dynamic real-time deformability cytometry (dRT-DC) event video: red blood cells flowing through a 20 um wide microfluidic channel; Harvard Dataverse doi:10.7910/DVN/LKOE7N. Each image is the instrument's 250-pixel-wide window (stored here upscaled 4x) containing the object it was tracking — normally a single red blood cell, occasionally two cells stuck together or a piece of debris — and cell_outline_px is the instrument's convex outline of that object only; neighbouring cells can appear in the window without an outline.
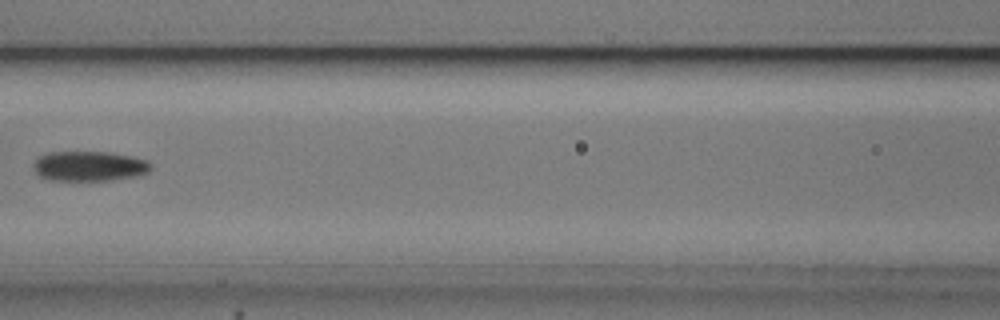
{"species": "common noctule bat (a hibernating species)", "species_latin": "Nyctalus noctula", "temperature_condition": "cold", "stored_images_in_passage": 4, "camera_frame_rate_fps": 3000, "um_per_image_px": 0.085, "animal": {"sex": "male", "body_mass_g": 20.5, "forearm_length_mm": 52.5}, "frame": {"image": 1, "passage_image": 3, "time_ms": 2.333, "image_size_px": [1000, 320], "cell_outline_px": [[152, 168], [148, 172], [132, 176], [108, 180], [48, 180], [40, 176], [32, 168], [32, 164], [36, 156], [48, 152], [108, 152], [132, 156], [148, 160], [152, 164]], "centroid_in_image_um": [7.53, 14.1], "position_along_channel_um": 159.1, "area_um2": 20.63}}
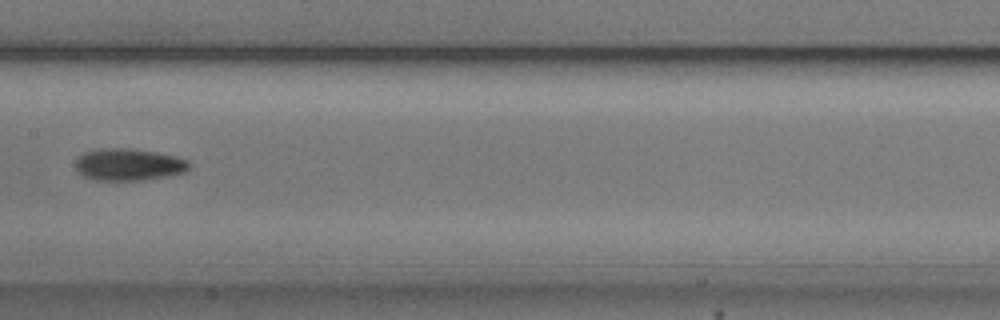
{"frame": {"image": 2, "passage_image": 4, "time_ms": 3.333, "image_size_px": [1000, 320], "cell_outline_px": [[192, 164], [184, 172], [144, 180], [96, 180], [84, 176], [76, 168], [76, 160], [84, 152], [96, 148], [136, 148], [176, 156], [188, 160]], "centroid_in_image_um": [10.94, 13.97], "position_along_channel_um": 196.5, "area_um2": 21.27}}